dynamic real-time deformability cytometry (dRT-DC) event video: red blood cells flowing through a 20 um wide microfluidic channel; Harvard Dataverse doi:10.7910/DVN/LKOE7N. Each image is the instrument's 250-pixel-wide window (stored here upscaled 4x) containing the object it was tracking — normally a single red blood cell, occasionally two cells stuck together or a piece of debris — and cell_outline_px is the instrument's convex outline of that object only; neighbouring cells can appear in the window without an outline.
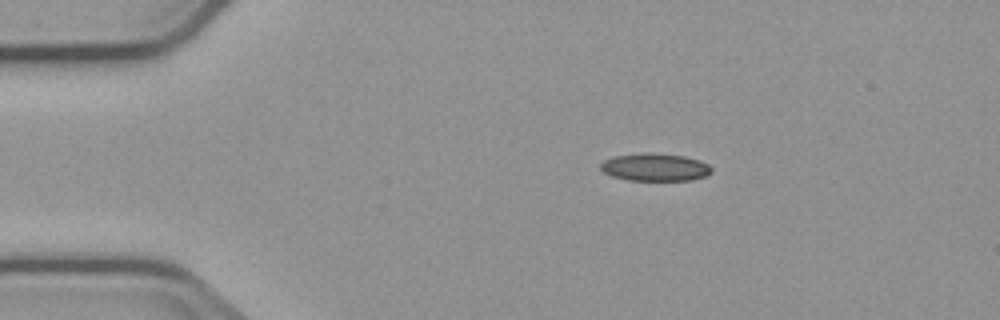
{"species": "common noctule bat (a hibernating species)", "species_latin": "Nyctalus noctula", "temperature_condition": "cold", "stored_images_in_passage": 8, "camera_frame_rate_fps": 3000, "um_per_image_px": 0.085, "animal": {"sex": "male", "body_mass_g": 23.1, "forearm_length_mm": 52.7}, "frame": {"image": 1, "passage_image": 2, "time_ms": 1.0, "image_size_px": [1000, 320], "cell_outline_px": [[712, 172], [708, 176], [692, 180], [628, 180], [612, 176], [604, 172], [600, 168], [600, 164], [604, 160], [616, 156], [644, 152], [652, 152], [684, 156], [700, 160], [708, 164], [712, 168]], "centroid_in_image_um": [55.71, 14.21], "position_along_channel_um": 29.3, "area_um2": 18.03}}
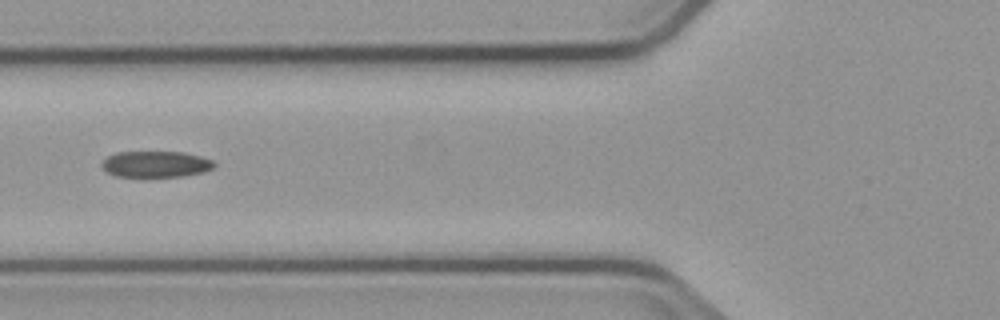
{"frame": {"image": 2, "passage_image": 5, "time_ms": 4.667, "image_size_px": [1000, 320], "cell_outline_px": [[216, 164], [212, 168], [204, 172], [184, 176], [144, 180], [116, 176], [108, 172], [100, 164], [108, 156], [116, 152], [184, 152], [200, 156], [212, 160]], "centroid_in_image_um": [13.22, 14.01], "position_along_channel_um": 112.6, "area_um2": 17.98}}
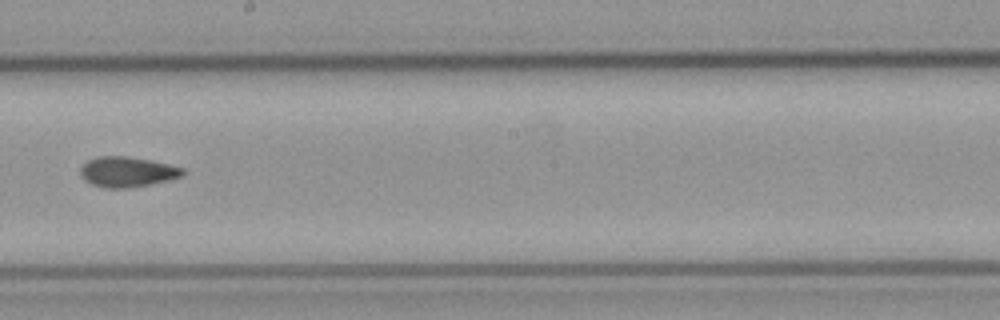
{"frame": {"image": 3, "passage_image": 8, "time_ms": 8.0, "image_size_px": [1000, 320], "cell_outline_px": [[184, 176], [152, 184], [128, 188], [104, 188], [92, 184], [84, 180], [80, 176], [80, 168], [88, 160], [96, 156], [124, 156], [148, 160], [168, 164], [184, 168]], "centroid_in_image_um": [10.8, 14.62], "position_along_channel_um": 237.4, "area_um2": 18.09}}